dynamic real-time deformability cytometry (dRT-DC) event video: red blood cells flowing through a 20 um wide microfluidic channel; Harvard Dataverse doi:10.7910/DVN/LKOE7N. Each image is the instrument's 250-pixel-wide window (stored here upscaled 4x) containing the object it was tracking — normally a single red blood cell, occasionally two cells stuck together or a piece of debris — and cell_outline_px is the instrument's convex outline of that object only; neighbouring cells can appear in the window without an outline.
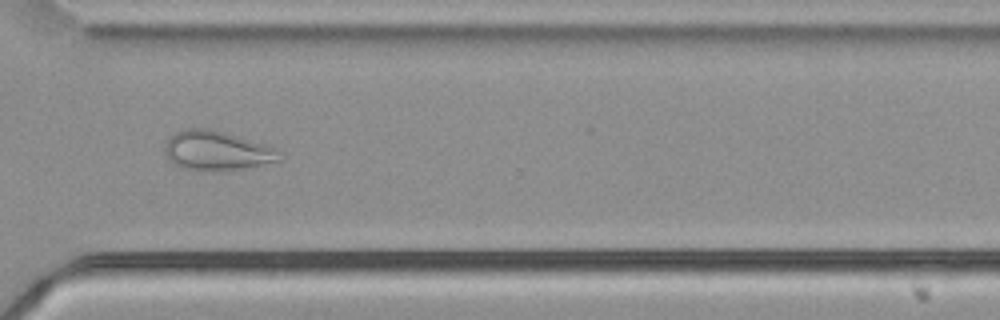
{"species": "common noctule bat (a hibernating species)", "species_latin": "Nyctalus noctula", "temperature_condition": "cold", "stored_images_in_passage": 55, "camera_frame_rate_fps": 3000, "um_per_image_px": 0.085, "animal": {"sex": "male", "body_mass_g": 21.5, "forearm_length_mm": 52.0}, "frame": {"image": 1, "passage_image": 41, "time_ms": 13.333, "image_size_px": [1000, 320], "cell_outline_px": [[280, 160], [264, 164], [244, 168], [180, 168], [168, 160], [164, 152], [164, 148], [168, 140], [176, 132], [188, 128], [212, 128], [264, 144], [272, 148]], "centroid_in_image_um": [18.34, 12.76], "position_along_channel_um": 352.3, "area_um2": 25.2}}
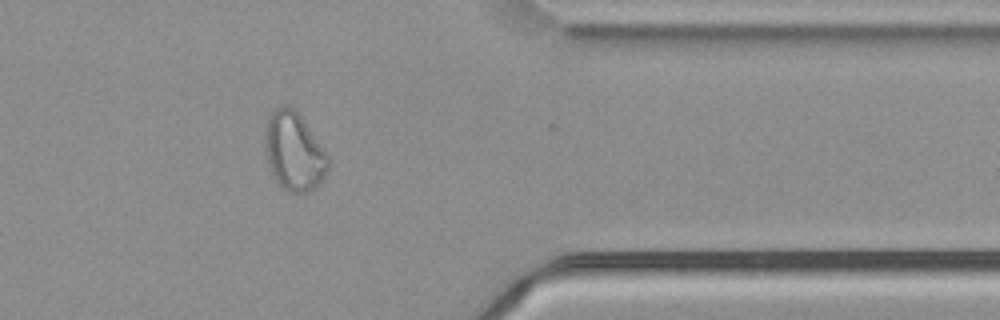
{"frame": {"image": 2, "passage_image": 45, "time_ms": 14.667, "image_size_px": [1000, 320], "cell_outline_px": [[328, 172], [320, 184], [316, 188], [304, 192], [288, 192], [276, 180], [268, 168], [264, 148], [264, 140], [268, 116], [276, 108], [284, 104], [288, 104], [300, 116], [328, 156]], "centroid_in_image_um": [24.96, 12.89], "position_along_channel_um": 386.4, "area_um2": 28.73}}